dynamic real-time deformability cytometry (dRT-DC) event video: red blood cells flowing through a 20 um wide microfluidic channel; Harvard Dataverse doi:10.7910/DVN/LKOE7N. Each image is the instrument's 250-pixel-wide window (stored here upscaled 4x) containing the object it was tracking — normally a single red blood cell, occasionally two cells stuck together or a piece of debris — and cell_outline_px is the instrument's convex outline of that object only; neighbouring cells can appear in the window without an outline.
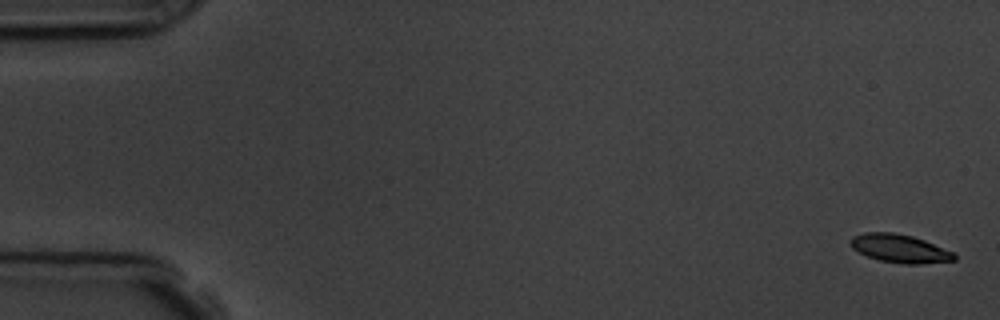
{"species": "common noctule bat (a hibernating species)", "species_latin": "Nyctalus noctula", "temperature_condition": "room temperature", "stored_images_in_passage": 6, "camera_frame_rate_fps": 3000, "um_per_image_px": 0.085, "animal": {"sex": "male", "body_mass_g": 19.5, "forearm_length_mm": 54.6}, "frame": {"image": 1, "passage_image": 1, "time_ms": 0.0, "image_size_px": [1000, 320], "cell_outline_px": [[956, 260], [920, 264], [904, 264], [880, 260], [868, 256], [852, 248], [848, 244], [848, 240], [852, 236], [864, 232], [892, 232], [912, 236], [924, 240], [952, 252], [956, 256]], "centroid_in_image_um": [76.43, 21.11], "position_along_channel_um": 8.6, "area_um2": 17.05}}
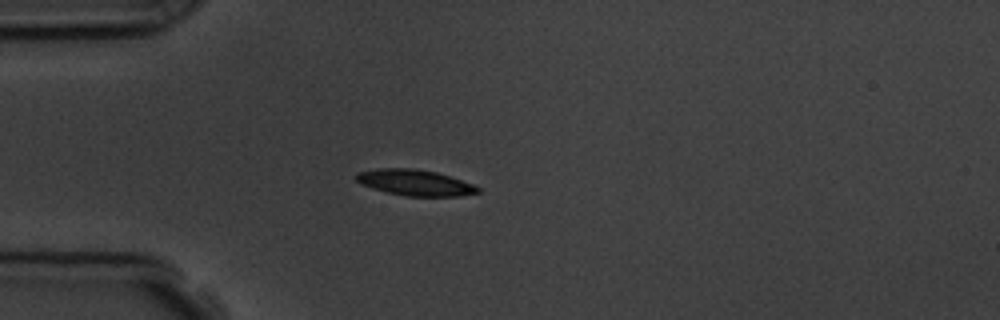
{"frame": {"image": 2, "passage_image": 5, "time_ms": 4.667, "image_size_px": [1000, 320], "cell_outline_px": [[480, 192], [460, 196], [404, 196], [372, 188], [360, 184], [356, 180], [356, 172], [380, 168], [412, 168], [436, 172], [472, 184], [480, 188]], "centroid_in_image_um": [35.24, 15.52], "position_along_channel_um": 49.8, "area_um2": 18.26}}